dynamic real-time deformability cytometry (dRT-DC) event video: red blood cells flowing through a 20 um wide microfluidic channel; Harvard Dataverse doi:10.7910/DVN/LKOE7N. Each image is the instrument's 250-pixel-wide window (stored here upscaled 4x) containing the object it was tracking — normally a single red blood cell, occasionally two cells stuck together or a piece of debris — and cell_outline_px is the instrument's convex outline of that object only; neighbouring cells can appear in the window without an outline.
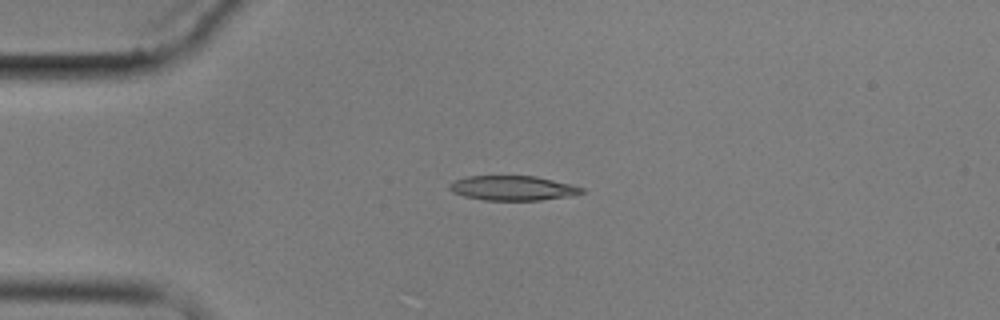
{"species": "common noctule bat (a hibernating species)", "species_latin": "Nyctalus noctula", "temperature_condition": "cold", "stored_images_in_passage": 6, "camera_frame_rate_fps": 3000, "um_per_image_px": 0.085, "animal": {"sex": "male", "body_mass_g": 17.9}, "frame": {"image": 1, "passage_image": 4, "time_ms": 3.667, "image_size_px": [1000, 320], "cell_outline_px": [[584, 192], [568, 196], [540, 200], [484, 200], [464, 196], [452, 192], [448, 188], [448, 184], [452, 180], [468, 176], [536, 176], [584, 188]], "centroid_in_image_um": [43.5, 15.98], "position_along_channel_um": 41.5, "area_um2": 18.9}}
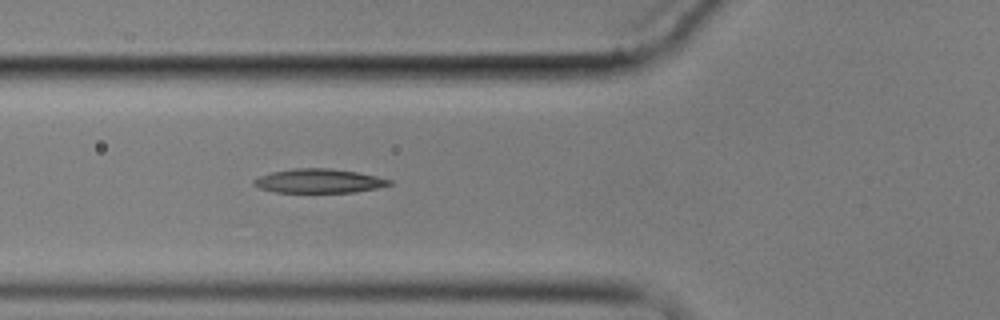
{"frame": {"image": 2, "passage_image": 6, "time_ms": 6.0, "image_size_px": [1000, 320], "cell_outline_px": [[392, 184], [376, 188], [356, 192], [276, 192], [260, 188], [252, 184], [252, 180], [260, 176], [272, 172], [292, 168], [328, 168], [356, 172], [376, 176], [392, 180]], "centroid_in_image_um": [27.09, 15.38], "position_along_channel_um": 98.7, "area_um2": 18.9}}